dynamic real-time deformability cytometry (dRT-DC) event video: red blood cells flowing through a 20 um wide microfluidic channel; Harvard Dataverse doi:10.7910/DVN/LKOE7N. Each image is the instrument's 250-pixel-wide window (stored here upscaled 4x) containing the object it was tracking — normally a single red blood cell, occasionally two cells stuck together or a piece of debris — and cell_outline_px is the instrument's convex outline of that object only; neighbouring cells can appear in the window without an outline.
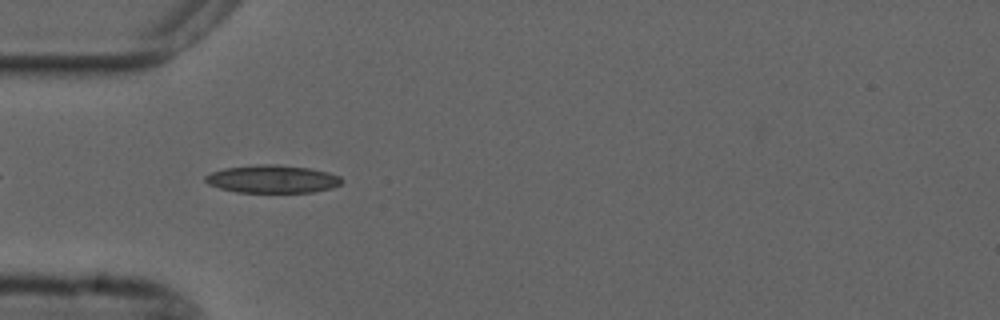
{"species": "common noctule bat (a hibernating species)", "species_latin": "Nyctalus noctula", "temperature_condition": "cold", "stored_images_in_passage": 40, "camera_frame_rate_fps": 3000, "um_per_image_px": 0.085, "animal": {"sex": "male", "forearm_length_mm": 52.5}, "frame": {"image": 1, "passage_image": 3, "time_ms": 0.667, "image_size_px": [1000, 320], "cell_outline_px": [[344, 180], [340, 184], [332, 188], [312, 192], [236, 192], [220, 188], [208, 184], [204, 180], [204, 176], [212, 172], [224, 168], [260, 164], [276, 164], [308, 168], [328, 172], [340, 176]], "centroid_in_image_um": [23.15, 15.21], "position_along_channel_um": 61.8, "area_um2": 22.14}}
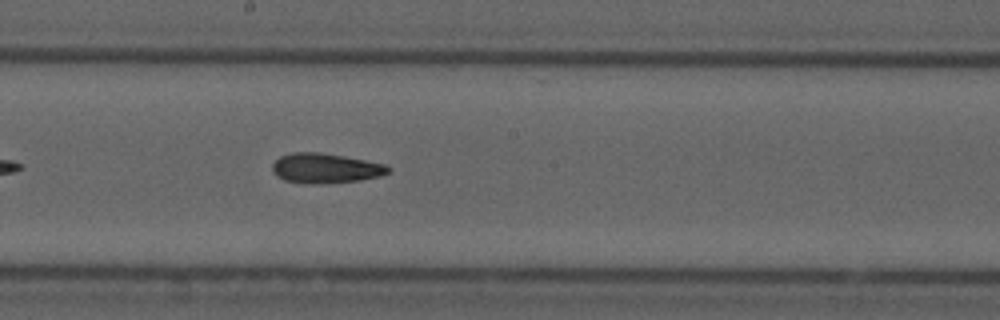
{"frame": {"image": 2, "passage_image": 16, "time_ms": 5.0, "image_size_px": [1000, 320], "cell_outline_px": [[392, 168], [388, 172], [380, 176], [360, 180], [312, 184], [304, 184], [284, 180], [272, 172], [272, 164], [280, 156], [292, 152], [320, 152], [344, 156], [384, 164]], "centroid_in_image_um": [27.63, 14.3], "position_along_channel_um": 220.6, "area_um2": 20.11}}
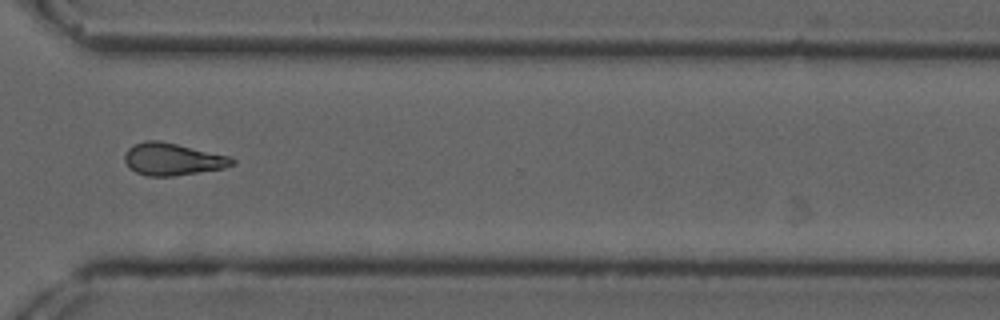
{"frame": {"image": 3, "passage_image": 27, "time_ms": 8.667, "image_size_px": [1000, 320], "cell_outline_px": [[236, 164], [224, 168], [172, 176], [148, 176], [136, 172], [128, 168], [124, 160], [124, 156], [128, 148], [144, 140], [160, 140], [228, 156], [236, 160]], "centroid_in_image_um": [14.65, 13.53], "position_along_channel_um": 356.0, "area_um2": 20.11}, "authors_computed_cell_mechanics": {"area_um2": 19.9699, "velocity_mm_per_s": 3.6998, "shape_relaxation_time_tau1_ms": null, "shape_relaxation_time_tau2_ms": 6.1962, "deformation_change_tau1": null, "deformation_change_tau2": 0.1421}}